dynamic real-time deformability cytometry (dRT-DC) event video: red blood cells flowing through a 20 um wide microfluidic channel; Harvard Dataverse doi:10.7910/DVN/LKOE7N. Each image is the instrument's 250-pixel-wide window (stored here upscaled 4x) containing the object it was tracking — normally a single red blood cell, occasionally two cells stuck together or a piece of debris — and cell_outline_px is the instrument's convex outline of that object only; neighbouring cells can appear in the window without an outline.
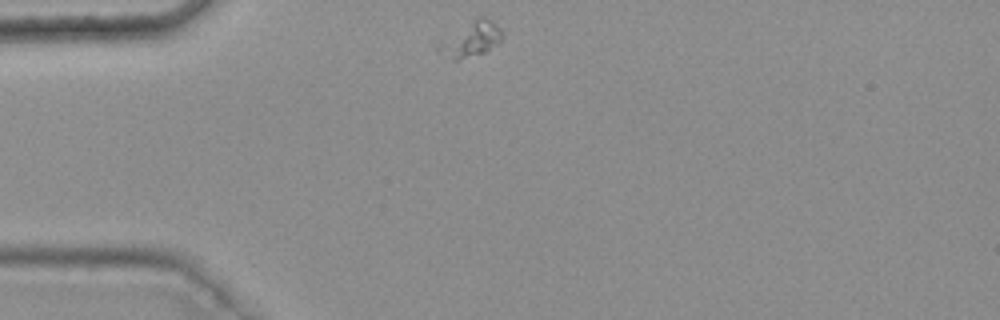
{"species": "common noctule bat (a hibernating species)", "species_latin": "Nyctalus noctula", "temperature_condition": "warm", "stored_images_in_passage": 40, "camera_frame_rate_fps": 3000, "um_per_image_px": 0.085, "animal": {"sex": "female", "body_mass_g": 25.1}, "frame": {"image": 1, "passage_image": 1, "time_ms": 0.0, "image_size_px": [1000, 320], "cell_outline_px": [[504, 36], [500, 44], [484, 52], [456, 60], [452, 60], [436, 52], [432, 44], [432, 40], [476, 16], [484, 16], [496, 24], [504, 32]], "centroid_in_image_um": [39.87, 3.3], "position_along_channel_um": 45.1, "area_um2": 14.45}}
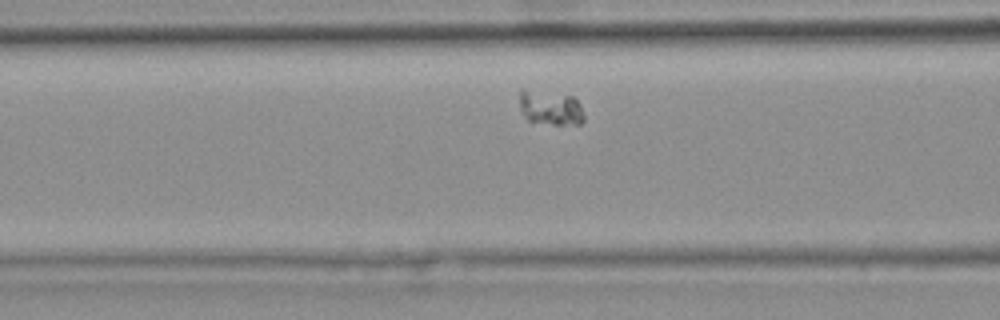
{"frame": {"image": 2, "passage_image": 9, "time_ms": 2.667, "image_size_px": [1000, 320], "cell_outline_px": [[584, 120], [580, 124], [552, 124], [528, 120], [520, 112], [520, 88], [524, 88], [572, 96], [580, 104], [584, 116]], "centroid_in_image_um": [46.76, 9.14], "position_along_channel_um": 119.8, "area_um2": 13.06}}
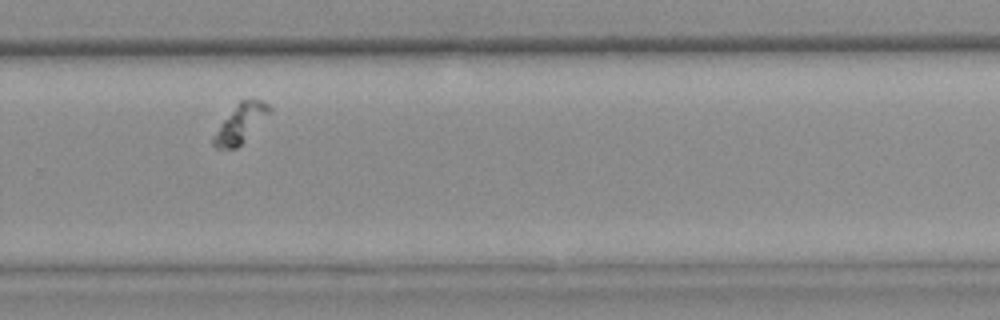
{"frame": {"image": 3, "passage_image": 25, "time_ms": 8.0, "image_size_px": [1000, 320], "cell_outline_px": [[272, 112], [236, 148], [216, 148], [212, 144], [212, 136], [220, 124], [236, 104], [240, 100], [260, 100], [268, 104], [272, 108]], "centroid_in_image_um": [20.44, 10.48], "position_along_channel_um": 309.4, "area_um2": 12.37}}